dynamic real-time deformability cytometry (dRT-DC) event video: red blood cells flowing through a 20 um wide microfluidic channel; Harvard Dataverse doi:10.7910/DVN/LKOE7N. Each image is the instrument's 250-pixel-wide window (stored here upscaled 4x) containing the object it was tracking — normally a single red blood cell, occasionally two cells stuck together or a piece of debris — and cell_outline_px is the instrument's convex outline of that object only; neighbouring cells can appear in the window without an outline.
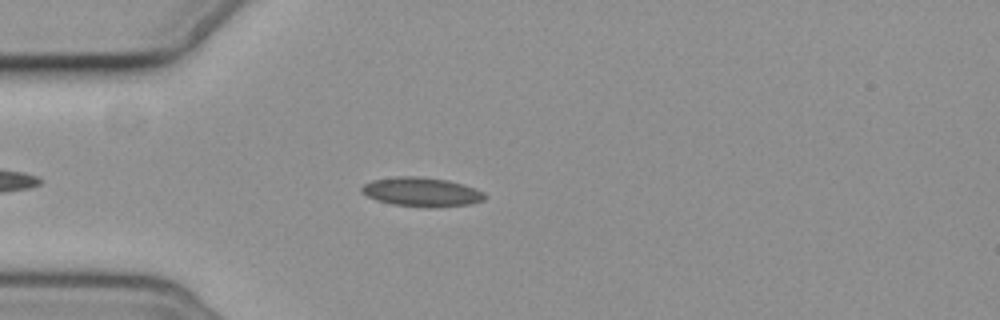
{"species": "common noctule bat (a hibernating species)", "species_latin": "Nyctalus noctula", "temperature_condition": "cold", "stored_images_in_passage": 5, "camera_frame_rate_fps": 3000, "um_per_image_px": 0.085, "animal": {"sex": "female", "body_mass_g": 19.3, "forearm_length_mm": 54.1}, "frame": {"image": 1, "passage_image": 5, "time_ms": 4.667, "image_size_px": [1000, 320], "cell_outline_px": [[488, 196], [484, 200], [468, 204], [392, 204], [376, 200], [360, 192], [360, 188], [364, 184], [372, 180], [396, 176], [420, 176], [448, 180], [484, 192]], "centroid_in_image_um": [35.76, 16.25], "position_along_channel_um": 49.2, "area_um2": 19.83}}